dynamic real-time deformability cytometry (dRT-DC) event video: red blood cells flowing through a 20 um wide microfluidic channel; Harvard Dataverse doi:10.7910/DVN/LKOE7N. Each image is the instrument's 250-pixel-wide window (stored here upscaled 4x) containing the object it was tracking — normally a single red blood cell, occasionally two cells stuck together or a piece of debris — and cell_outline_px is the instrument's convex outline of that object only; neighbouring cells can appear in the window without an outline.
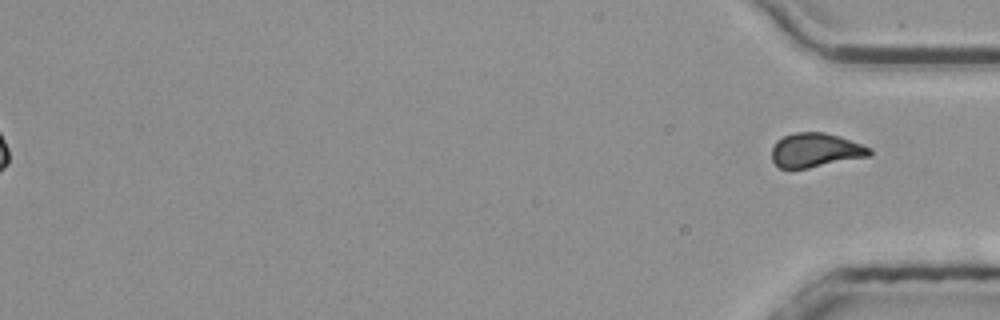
{"species": "common noctule bat (a hibernating species)", "species_latin": "Nyctalus noctula", "temperature_condition": "room temperature", "stored_images_in_passage": 53, "segment_of_instrument_passage": [2, 2], "camera_frame_rate_fps": 3000, "um_per_image_px": 0.085, "animal": {"sex": "male", "body_mass_g": 20.4}, "frame": {"image": 1, "passage_image": 53, "time_ms": 17.333, "image_size_px": [1000, 320], "cell_outline_px": [[872, 152], [868, 156], [808, 168], [780, 168], [772, 160], [772, 148], [776, 140], [784, 136], [796, 132], [824, 132], [840, 136], [872, 148]], "centroid_in_image_um": [69.31, 12.75], "position_along_channel_um": 365.9, "area_um2": 19.36}}